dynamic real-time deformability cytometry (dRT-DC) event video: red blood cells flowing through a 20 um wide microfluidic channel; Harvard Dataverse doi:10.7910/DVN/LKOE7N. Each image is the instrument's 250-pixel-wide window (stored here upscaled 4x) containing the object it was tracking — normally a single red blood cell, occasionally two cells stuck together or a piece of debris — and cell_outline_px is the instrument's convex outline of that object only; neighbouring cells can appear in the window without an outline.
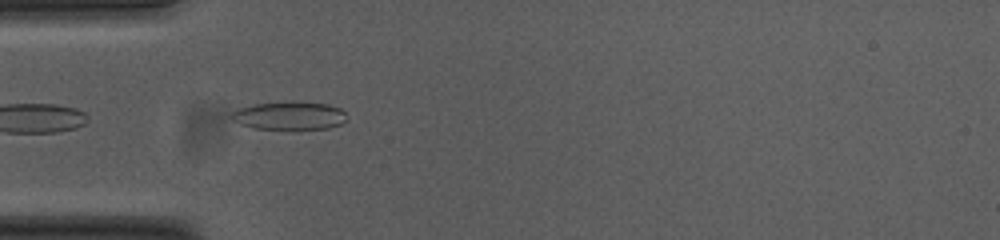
{"species": "common noctule bat (a hibernating species)", "species_latin": "Nyctalus noctula", "temperature_condition": "cold", "stored_images_in_passage": 35, "camera_frame_rate_fps": 3000, "um_per_image_px": 0.085, "animal": {"sex": "female", "body_mass_g": 23.0, "forearm_length_mm": 53.4}, "frame": {"image": 1, "passage_image": 1, "time_ms": 0.0, "image_size_px": [1000, 240], "cell_outline_px": [[348, 120], [340, 124], [328, 128], [252, 128], [240, 124], [232, 120], [228, 116], [232, 112], [240, 108], [252, 104], [328, 104], [340, 108], [344, 112]], "centroid_in_image_um": [24.57, 9.86], "position_along_channel_um": 60.4, "area_um2": 17.98}}
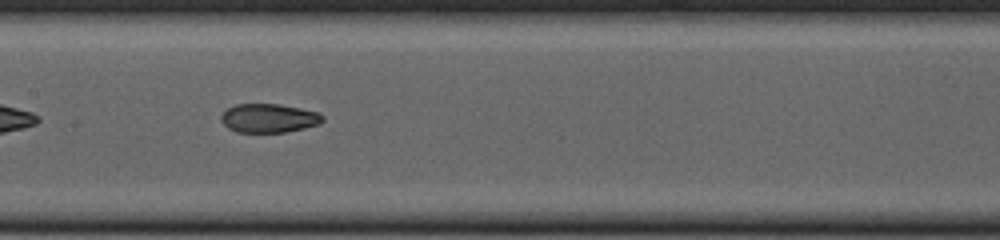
{"frame": {"image": 2, "passage_image": 11, "time_ms": 3.333, "image_size_px": [1000, 240], "cell_outline_px": [[324, 120], [320, 124], [304, 128], [284, 132], [236, 132], [228, 128], [220, 120], [220, 116], [228, 108], [236, 104], [280, 104], [320, 112], [324, 116]], "centroid_in_image_um": [22.87, 10.04], "position_along_channel_um": 184.5, "area_um2": 17.17}, "authors_computed_cell_mechanics": {"area_um2": 17.918, "velocity_mm_per_s": 3.7659, "shape_relaxation_time_tau1_ms": null, "shape_relaxation_time_tau2_ms": 0.8992, "deformation_change_tau1": null, "deformation_change_tau2": 0.0581}}